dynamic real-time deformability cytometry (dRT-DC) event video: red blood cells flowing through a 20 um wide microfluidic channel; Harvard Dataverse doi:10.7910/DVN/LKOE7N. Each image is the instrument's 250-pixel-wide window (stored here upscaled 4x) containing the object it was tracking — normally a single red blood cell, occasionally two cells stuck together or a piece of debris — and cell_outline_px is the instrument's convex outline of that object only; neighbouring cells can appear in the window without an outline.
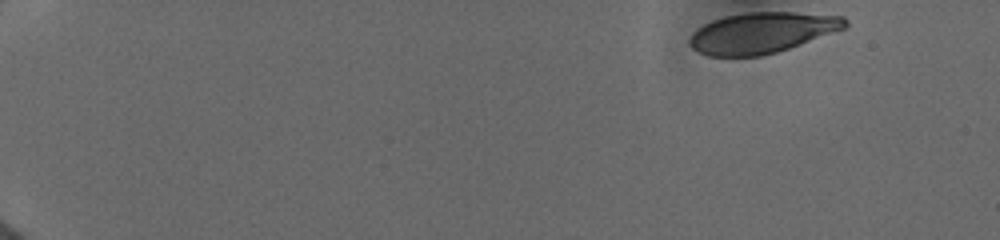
{"species": "human", "species_latin": "Homo sapiens", "temperature_condition": "cold", "stored_images_in_passage": 10, "camera_frame_rate_fps": 3000, "um_per_image_px": 0.085, "donor": {"sex": "female"}, "frame": {"image": 1, "passage_image": 1, "time_ms": 0.0, "image_size_px": [1000, 240], "cell_outline_px": [[848, 24], [844, 28], [788, 48], [776, 52], [760, 56], [708, 56], [692, 48], [688, 44], [688, 40], [692, 32], [696, 28], [712, 20], [724, 16], [748, 12], [792, 12], [844, 16], [848, 20]], "centroid_in_image_um": [64.72, 2.77], "position_along_channel_um": 20.3, "area_um2": 36.82}}